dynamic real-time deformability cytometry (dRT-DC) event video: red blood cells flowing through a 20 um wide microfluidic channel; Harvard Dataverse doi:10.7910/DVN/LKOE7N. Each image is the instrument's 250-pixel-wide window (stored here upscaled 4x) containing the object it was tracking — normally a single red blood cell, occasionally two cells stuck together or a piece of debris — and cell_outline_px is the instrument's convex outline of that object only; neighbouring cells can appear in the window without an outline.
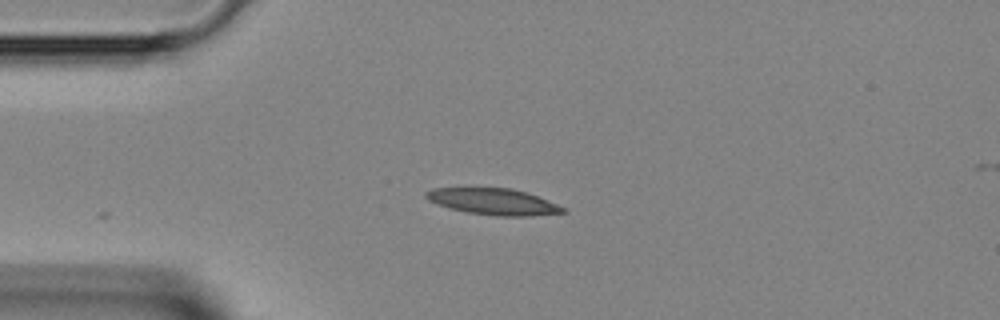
{"species": "Egyptian fruit bat (a non-hibernating species)", "species_latin": "Rousettus aegyptiacus", "temperature_condition": "room temperature", "stored_images_in_passage": 11, "camera_frame_rate_fps": 3000, "um_per_image_px": 0.085, "animal": {"sex": "female"}, "frame": {"image": 1, "passage_image": 1, "time_ms": 0.0, "image_size_px": [1000, 320], "cell_outline_px": [[568, 212], [532, 216], [496, 216], [468, 212], [448, 208], [436, 204], [428, 200], [424, 196], [424, 192], [432, 188], [512, 188], [536, 196], [568, 208]], "centroid_in_image_um": [41.93, 17.14], "position_along_channel_um": 43.1, "area_um2": 21.1}}
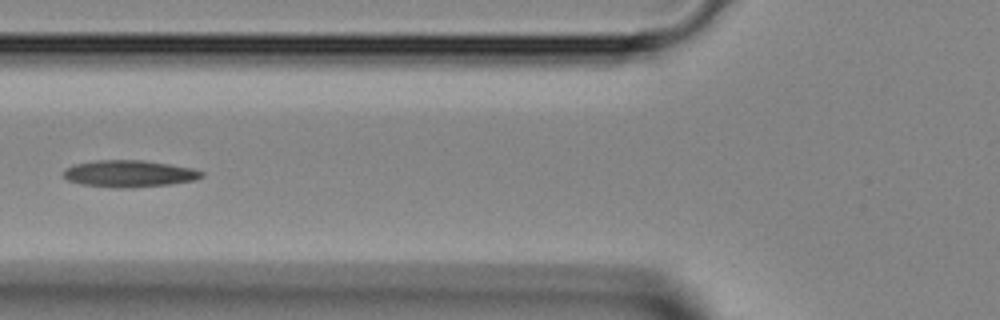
{"frame": {"image": 2, "passage_image": 7, "time_ms": 2.0, "image_size_px": [1000, 320], "cell_outline_px": [[204, 176], [196, 180], [168, 184], [132, 188], [116, 188], [80, 184], [68, 180], [64, 176], [64, 168], [72, 164], [96, 160], [144, 160], [192, 168], [204, 172]], "centroid_in_image_um": [10.96, 14.76], "position_along_channel_um": 114.8, "area_um2": 21.73}}
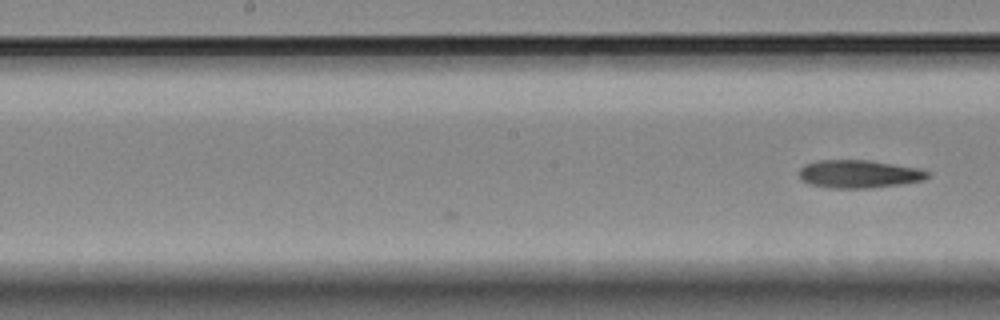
{"frame": {"image": 3, "passage_image": 11, "time_ms": 3.333, "image_size_px": [1000, 320], "cell_outline_px": [[928, 176], [924, 180], [900, 184], [872, 188], [828, 188], [812, 184], [800, 180], [800, 168], [804, 164], [816, 160], [872, 160], [920, 168], [928, 172]], "centroid_in_image_um": [73.0, 14.78], "position_along_channel_um": 175.2, "area_um2": 21.1}}